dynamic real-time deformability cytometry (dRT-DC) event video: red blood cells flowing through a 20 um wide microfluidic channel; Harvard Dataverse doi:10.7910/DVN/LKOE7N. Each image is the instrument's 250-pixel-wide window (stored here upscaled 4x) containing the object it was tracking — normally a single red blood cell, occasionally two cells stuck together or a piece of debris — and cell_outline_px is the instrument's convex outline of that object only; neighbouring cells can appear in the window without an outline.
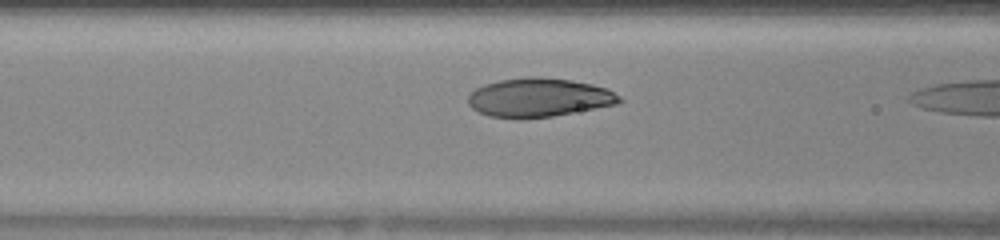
{"species": "human", "species_latin": "Homo sapiens", "temperature_condition": "warm", "stored_images_in_passage": 9, "camera_frame_rate_fps": 3000, "um_per_image_px": 0.085, "donor": {"sex": "female"}, "frame": {"image": 1, "passage_image": 8, "time_ms": 2.333, "image_size_px": [1000, 240], "cell_outline_px": [[624, 100], [616, 104], [552, 116], [488, 116], [472, 108], [468, 104], [468, 96], [476, 88], [484, 84], [500, 80], [528, 76], [536, 76], [572, 80], [592, 84], [608, 88], [620, 96]], "centroid_in_image_um": [45.83, 8.25], "position_along_channel_um": 120.8, "area_um2": 33.58}}